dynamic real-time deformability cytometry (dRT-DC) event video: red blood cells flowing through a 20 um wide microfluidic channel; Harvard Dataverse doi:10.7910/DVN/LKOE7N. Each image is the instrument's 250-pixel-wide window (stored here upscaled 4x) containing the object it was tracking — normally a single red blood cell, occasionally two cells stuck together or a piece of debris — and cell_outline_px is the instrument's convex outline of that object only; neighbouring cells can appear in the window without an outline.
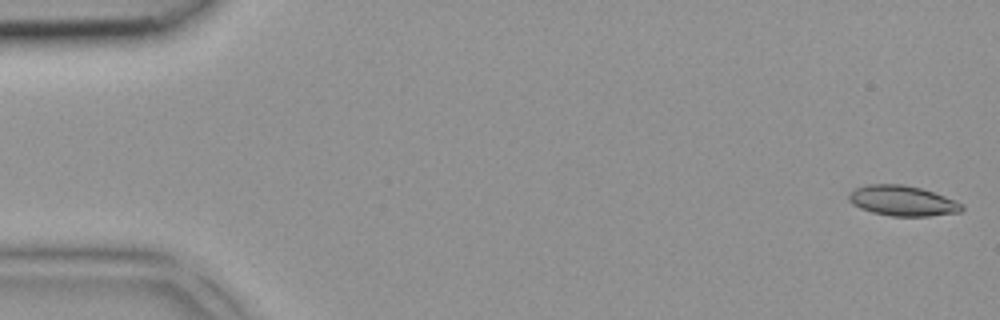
{"species": "common noctule bat (a hibernating species)", "species_latin": "Nyctalus noctula", "temperature_condition": "room temperature", "stored_images_in_passage": 4, "camera_frame_rate_fps": 3000, "um_per_image_px": 0.085, "animal": {"sex": "female", "body_mass_g": 18.4}, "frame": {"image": 1, "passage_image": 1, "time_ms": 0.0, "image_size_px": [1000, 320], "cell_outline_px": [[964, 208], [960, 212], [928, 216], [892, 216], [872, 212], [860, 208], [852, 204], [848, 200], [848, 196], [856, 188], [868, 184], [904, 184], [920, 188], [944, 196], [964, 204]], "centroid_in_image_um": [76.71, 17.07], "position_along_channel_um": 8.3, "area_um2": 19.83}}
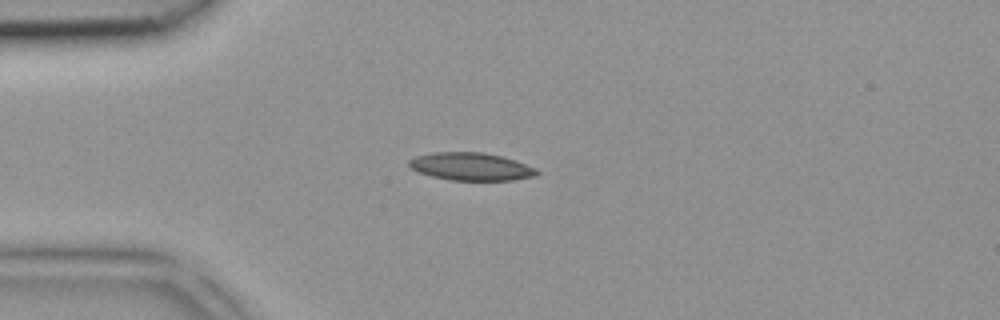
{"frame": {"image": 2, "passage_image": 4, "time_ms": 1.0, "image_size_px": [1000, 320], "cell_outline_px": [[540, 172], [536, 176], [512, 180], [452, 180], [432, 176], [416, 172], [408, 168], [408, 160], [416, 156], [432, 152], [484, 152], [500, 156], [536, 168]], "centroid_in_image_um": [39.98, 14.16], "position_along_channel_um": 45.0, "area_um2": 20.69}}